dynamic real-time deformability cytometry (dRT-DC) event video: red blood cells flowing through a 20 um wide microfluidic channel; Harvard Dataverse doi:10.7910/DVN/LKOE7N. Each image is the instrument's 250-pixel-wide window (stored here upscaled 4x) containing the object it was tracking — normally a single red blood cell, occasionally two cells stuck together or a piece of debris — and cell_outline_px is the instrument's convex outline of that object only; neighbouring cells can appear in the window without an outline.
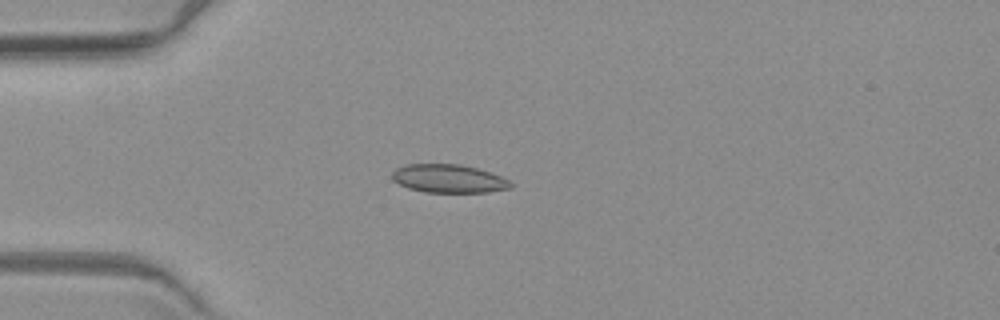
{"species": "common noctule bat (a hibernating species)", "species_latin": "Nyctalus noctula", "temperature_condition": "warm", "stored_images_in_passage": 7, "camera_frame_rate_fps": 3000, "um_per_image_px": 0.085, "animal": {"sex": "female", "body_mass_g": 19.3, "forearm_length_mm": 54.1}, "frame": {"image": 1, "passage_image": 4, "time_ms": 3.667, "image_size_px": [1000, 320], "cell_outline_px": [[512, 188], [488, 192], [424, 192], [408, 188], [392, 180], [392, 172], [396, 168], [404, 164], [460, 164], [476, 168], [500, 176], [508, 180], [512, 184]], "centroid_in_image_um": [38.1, 15.18], "position_along_channel_um": 46.9, "area_um2": 19.54}}
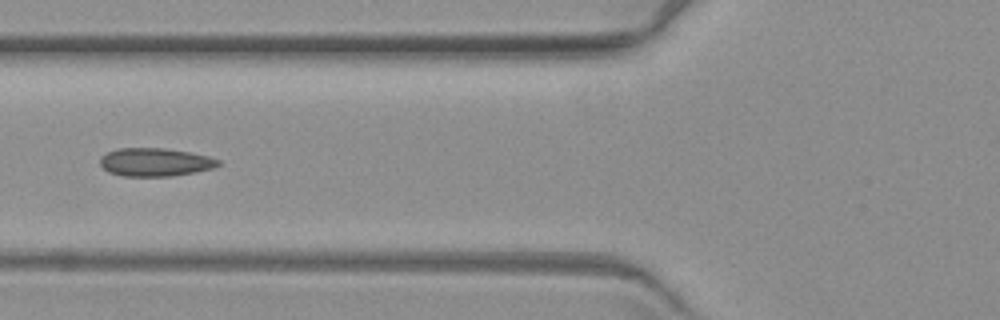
{"frame": {"image": 2, "passage_image": 6, "time_ms": 6.0, "image_size_px": [1000, 320], "cell_outline_px": [[220, 164], [212, 168], [196, 172], [172, 176], [124, 176], [108, 172], [100, 164], [100, 156], [116, 148], [164, 148], [188, 152], [208, 156], [220, 160]], "centroid_in_image_um": [13.17, 13.78], "position_along_channel_um": 112.6, "area_um2": 19.42}}
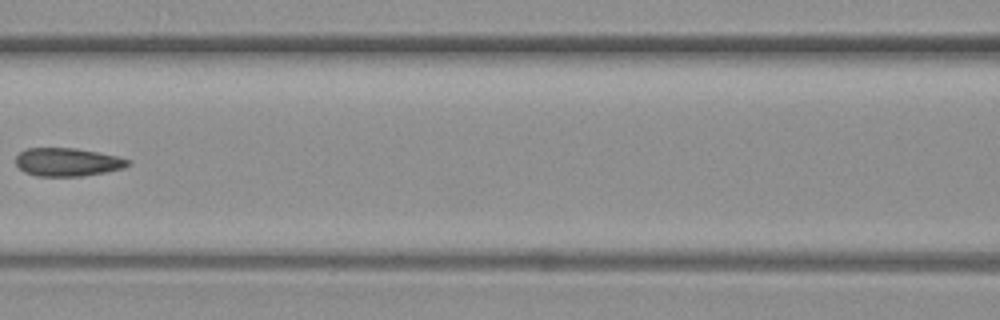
{"frame": {"image": 3, "passage_image": 7, "time_ms": 7.333, "image_size_px": [1000, 320], "cell_outline_px": [[132, 164], [124, 168], [104, 172], [80, 176], [36, 176], [24, 172], [16, 164], [16, 156], [20, 152], [28, 148], [76, 148], [116, 156], [132, 160]], "centroid_in_image_um": [5.75, 13.78], "position_along_channel_um": 160.9, "area_um2": 18.44}}